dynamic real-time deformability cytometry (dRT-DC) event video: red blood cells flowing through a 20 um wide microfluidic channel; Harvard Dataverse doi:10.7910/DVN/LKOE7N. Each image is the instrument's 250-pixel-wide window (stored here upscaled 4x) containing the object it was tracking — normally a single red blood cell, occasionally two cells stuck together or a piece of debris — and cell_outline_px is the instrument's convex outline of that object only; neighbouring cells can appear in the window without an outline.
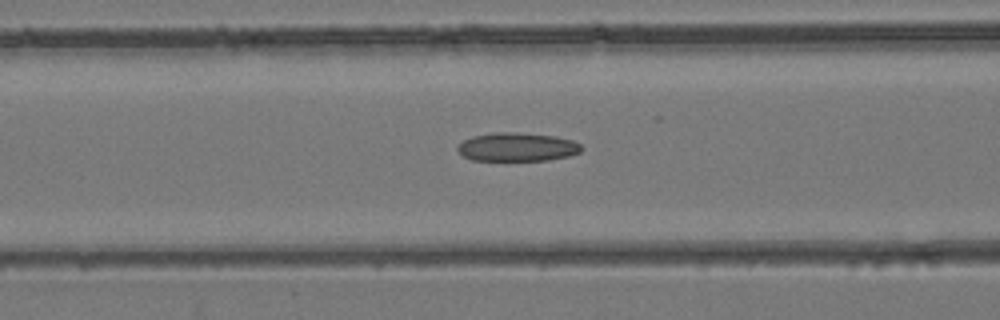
{"species": "common noctule bat (a hibernating species)", "species_latin": "Nyctalus noctula", "temperature_condition": "room temperature", "stored_images_in_passage": 43, "camera_frame_rate_fps": 3000, "um_per_image_px": 0.085, "animal": {"sex": "female", "body_mass_g": 24.6, "forearm_length_mm": 56.2}, "frame": {"image": 1, "passage_image": 18, "time_ms": 5.667, "image_size_px": [1000, 320], "cell_outline_px": [[584, 148], [580, 152], [568, 156], [548, 160], [472, 160], [464, 156], [456, 148], [464, 140], [472, 136], [496, 132], [516, 132], [556, 136], [572, 140], [580, 144]], "centroid_in_image_um": [43.99, 12.49], "position_along_channel_um": 122.6, "area_um2": 20.58}}
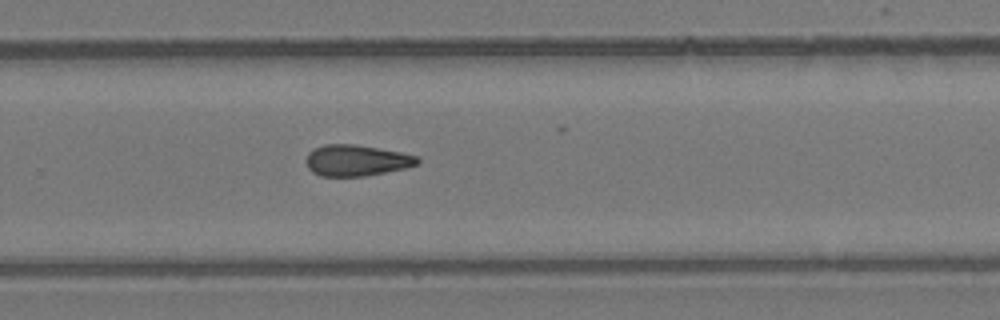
{"frame": {"image": 2, "passage_image": 29, "time_ms": 9.333, "image_size_px": [1000, 320], "cell_outline_px": [[420, 160], [416, 164], [404, 168], [364, 176], [320, 176], [312, 172], [308, 168], [308, 152], [324, 144], [356, 144], [400, 152], [416, 156]], "centroid_in_image_um": [30.28, 13.63], "position_along_channel_um": 299.5, "area_um2": 19.88}}
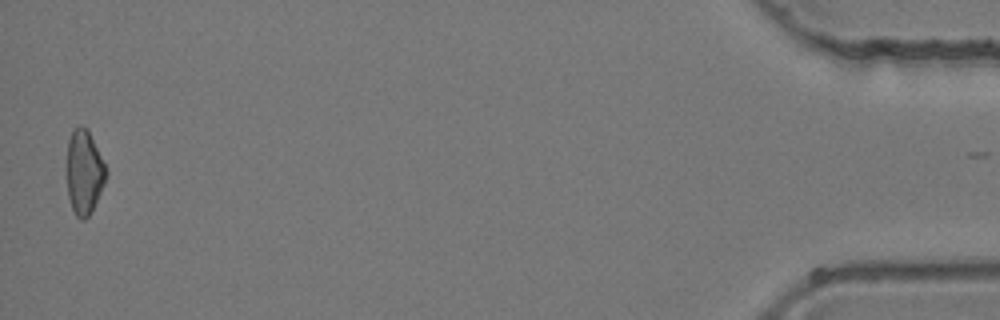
{"frame": {"image": 3, "passage_image": 43, "time_ms": 14.0, "image_size_px": [1000, 320], "cell_outline_px": [[108, 176], [92, 212], [84, 220], [80, 220], [76, 216], [72, 208], [68, 196], [64, 164], [68, 140], [72, 132], [80, 124], [88, 128], [108, 172]], "centroid_in_image_um": [7.12, 14.64], "position_along_channel_um": 428.1, "area_um2": 20.06}}